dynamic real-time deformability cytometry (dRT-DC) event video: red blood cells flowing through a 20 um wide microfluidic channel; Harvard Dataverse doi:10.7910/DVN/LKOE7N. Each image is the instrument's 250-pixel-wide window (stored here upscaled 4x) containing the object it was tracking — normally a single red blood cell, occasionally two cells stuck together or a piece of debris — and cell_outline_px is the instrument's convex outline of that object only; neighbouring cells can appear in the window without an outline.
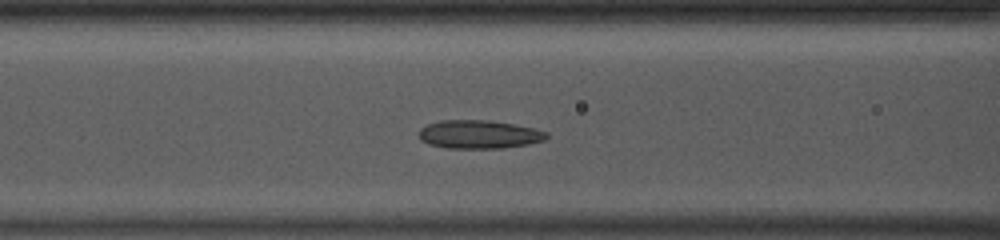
{"species": "common noctule bat (a hibernating species)", "species_latin": "Nyctalus noctula", "temperature_condition": "room temperature", "stored_images_in_passage": 36, "camera_frame_rate_fps": 3000, "um_per_image_px": 0.085, "animal": {"sex": "male", "body_mass_g": 13.0, "forearm_length_mm": 53.1}, "frame": {"image": 1, "passage_image": 7, "time_ms": 2.0, "image_size_px": [1000, 240], "cell_outline_px": [[548, 136], [544, 140], [528, 144], [504, 148], [448, 148], [428, 144], [420, 140], [420, 128], [428, 124], [440, 120], [488, 120], [512, 124], [532, 128], [548, 132]], "centroid_in_image_um": [40.7, 11.42], "position_along_channel_um": 125.9, "area_um2": 21.04}}
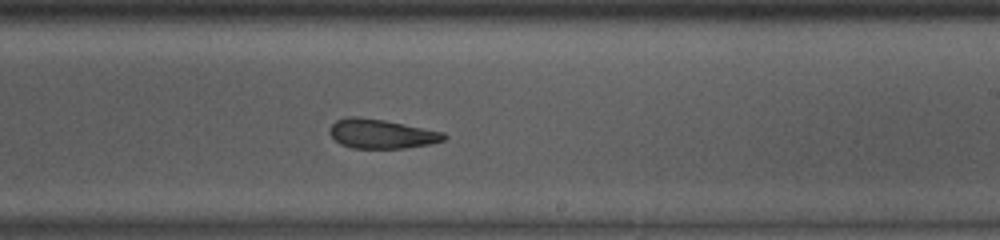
{"frame": {"image": 2, "passage_image": 17, "time_ms": 5.333, "image_size_px": [1000, 240], "cell_outline_px": [[448, 136], [444, 140], [428, 144], [404, 148], [352, 148], [340, 144], [332, 136], [332, 124], [336, 120], [348, 116], [356, 116], [384, 120], [444, 132]], "centroid_in_image_um": [32.44, 11.37], "position_along_channel_um": 256.6, "area_um2": 19.25}}
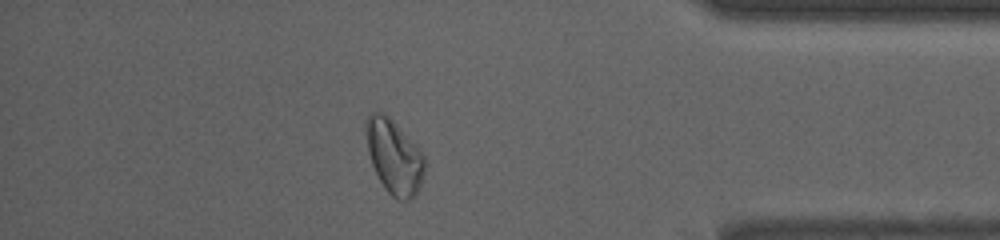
{"frame": {"image": 3, "passage_image": 30, "time_ms": 9.667, "image_size_px": [1000, 240], "cell_outline_px": [[428, 164], [416, 196], [408, 200], [400, 200], [392, 196], [384, 188], [372, 164], [368, 152], [364, 128], [364, 120], [372, 112], [384, 112], [396, 124], [424, 156]], "centroid_in_image_um": [33.49, 13.33], "position_along_channel_um": 401.7, "area_um2": 25.43}, "authors_computed_cell_mechanics": {"area_um2": 20.9236, "velocity_mm_per_s": 3.9132, "shape_relaxation_time_tau1_ms": null, "shape_relaxation_time_tau2_ms": 2.7277, "deformation_change_tau1": null, "deformation_change_tau2": 0.0969}}